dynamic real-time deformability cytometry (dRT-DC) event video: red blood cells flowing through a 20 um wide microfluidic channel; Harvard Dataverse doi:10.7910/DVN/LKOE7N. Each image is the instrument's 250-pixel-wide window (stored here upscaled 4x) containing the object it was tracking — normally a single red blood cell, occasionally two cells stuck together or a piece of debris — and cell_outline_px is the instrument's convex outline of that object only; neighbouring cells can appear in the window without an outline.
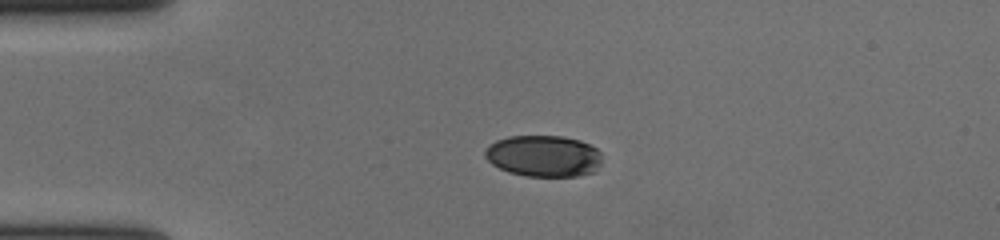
{"species": "human", "species_latin": "Homo sapiens", "temperature_condition": "cold", "stored_images_in_passage": 30, "camera_frame_rate_fps": 3000, "um_per_image_px": 0.085, "donor": {"sex": "female"}, "frame": {"image": 1, "passage_image": 1, "time_ms": 0.0, "image_size_px": [1000, 240], "cell_outline_px": [[592, 148], [588, 160], [576, 172], [564, 176], [540, 176], [516, 172], [504, 168], [496, 164], [492, 160], [488, 152], [496, 144], [504, 140], [524, 136], [548, 136], [572, 140], [584, 144]], "centroid_in_image_um": [45.96, 13.22], "position_along_channel_um": 39.0, "area_um2": 23.18}}
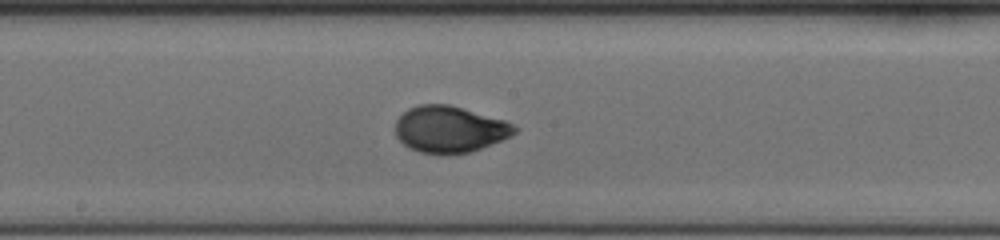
{"frame": {"image": 2, "passage_image": 18, "time_ms": 5.667, "image_size_px": [1000, 240], "cell_outline_px": [[504, 132], [500, 136], [492, 140], [468, 148], [444, 152], [424, 148], [412, 144], [408, 140], [424, 108], [452, 108], [504, 124]], "centroid_in_image_um": [38.5, 11.05], "position_along_channel_um": 209.7, "area_um2": 21.5}}
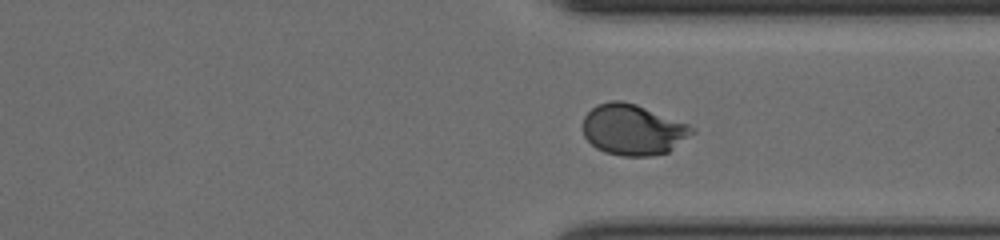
{"frame": {"image": 3, "passage_image": 30, "time_ms": 9.667, "image_size_px": [1000, 240], "cell_outline_px": [[672, 128], [668, 148], [664, 152], [612, 152], [596, 144], [592, 140], [592, 112], [596, 108], [604, 104], [628, 104], [640, 108]], "centroid_in_image_um": [53.45, 11.02], "position_along_channel_um": 358.0, "area_um2": 22.83}}